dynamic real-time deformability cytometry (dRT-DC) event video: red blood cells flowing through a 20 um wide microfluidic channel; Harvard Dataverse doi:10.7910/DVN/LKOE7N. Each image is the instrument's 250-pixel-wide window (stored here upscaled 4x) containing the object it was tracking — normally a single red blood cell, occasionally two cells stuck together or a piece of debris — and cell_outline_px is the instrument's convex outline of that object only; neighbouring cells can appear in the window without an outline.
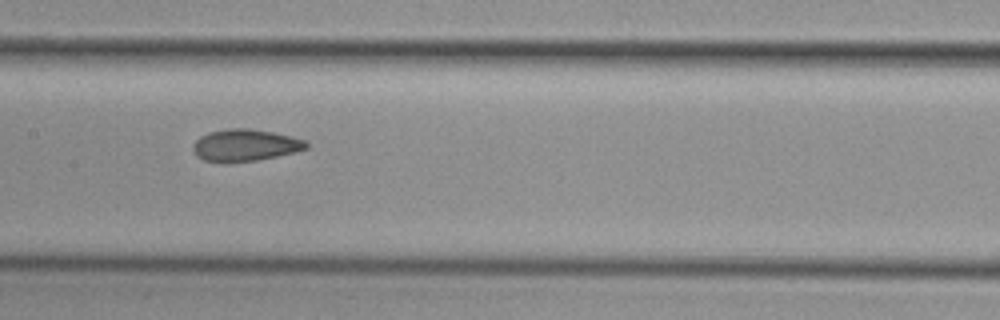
{"species": "common noctule bat (a hibernating species)", "species_latin": "Nyctalus noctula", "temperature_condition": "cold", "stored_images_in_passage": 11, "camera_frame_rate_fps": 3000, "um_per_image_px": 0.085, "animal": {"sex": "female", "body_mass_g": 29.2, "forearm_length_mm": 56.3}, "frame": {"image": 1, "passage_image": 4, "time_ms": 4.333, "image_size_px": [1000, 320], "cell_outline_px": [[308, 148], [276, 156], [256, 160], [228, 164], [224, 164], [204, 160], [196, 156], [192, 148], [192, 144], [200, 136], [208, 132], [228, 128], [248, 128], [272, 132], [304, 140], [308, 144]], "centroid_in_image_um": [20.75, 12.36], "position_along_channel_um": 186.7, "area_um2": 21.21}}
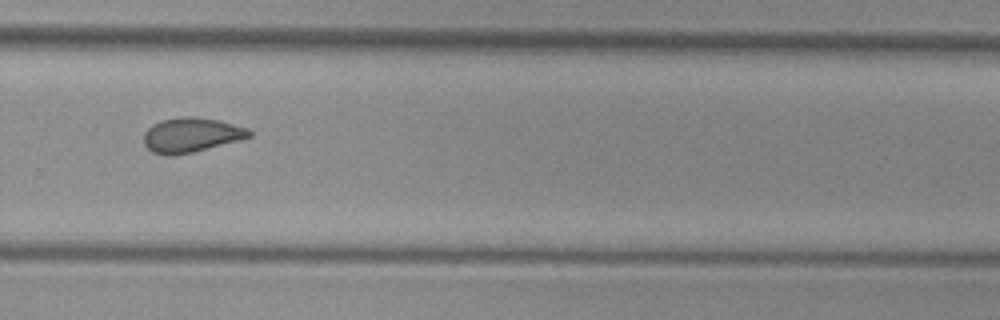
{"frame": {"image": 2, "passage_image": 7, "time_ms": 7.667, "image_size_px": [1000, 320], "cell_outline_px": [[252, 136], [240, 140], [192, 152], [172, 156], [168, 156], [152, 152], [144, 144], [144, 132], [152, 124], [160, 120], [180, 116], [192, 116], [220, 120], [248, 128], [252, 132]], "centroid_in_image_um": [16.25, 11.46], "position_along_channel_um": 313.6, "area_um2": 21.44}}
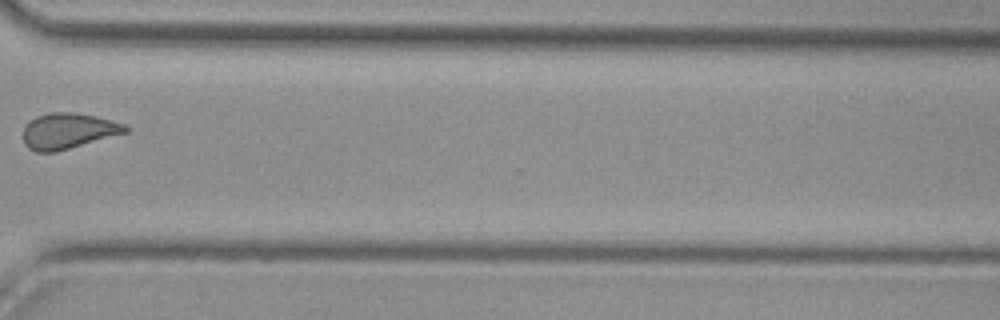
{"frame": {"image": 3, "passage_image": 8, "time_ms": 9.0, "image_size_px": [1000, 320], "cell_outline_px": [[128, 132], [56, 152], [36, 152], [28, 148], [24, 144], [24, 128], [28, 120], [36, 116], [48, 112], [72, 112], [96, 116], [124, 124], [128, 128]], "centroid_in_image_um": [5.76, 11.13], "position_along_channel_um": 364.8, "area_um2": 21.33}, "authors_computed_cell_mechanics": {"area_um2": 20.8658, "velocity_mm_per_s": 3.812, "shape_relaxation_time_tau1_ms": null, "shape_relaxation_time_tau2_ms": 3.7243, "deformation_change_tau1": null, "deformation_change_tau2": 0.1009}}